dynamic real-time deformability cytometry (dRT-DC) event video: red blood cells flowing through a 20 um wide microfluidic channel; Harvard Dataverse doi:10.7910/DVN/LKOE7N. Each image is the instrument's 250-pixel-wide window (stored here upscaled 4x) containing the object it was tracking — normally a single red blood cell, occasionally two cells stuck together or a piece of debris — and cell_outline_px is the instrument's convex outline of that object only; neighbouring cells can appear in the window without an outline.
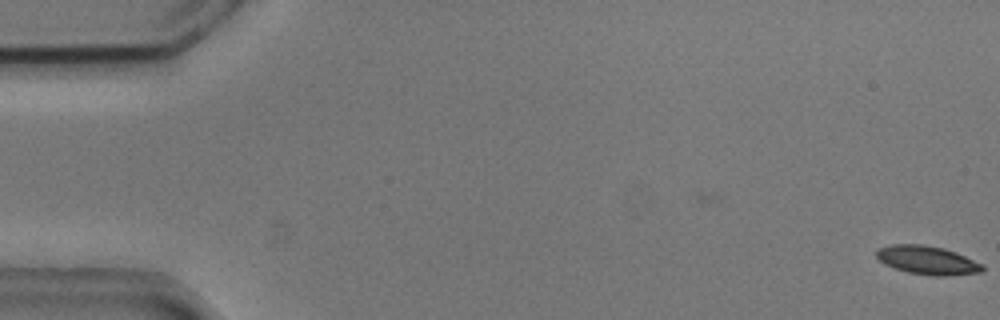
{"species": "common noctule bat (a hibernating species)", "species_latin": "Nyctalus noctula", "temperature_condition": "cold", "stored_images_in_passage": 12, "camera_frame_rate_fps": 3000, "um_per_image_px": 0.085, "animal": {"sex": "male", "body_mass_g": 20.5, "forearm_length_mm": 52.5}, "frame": {"image": 1, "passage_image": 1, "time_ms": 0.0, "image_size_px": [1000, 320], "cell_outline_px": [[984, 272], [944, 276], [932, 276], [908, 272], [884, 264], [876, 256], [876, 248], [892, 244], [920, 244], [944, 248], [956, 252], [984, 264]], "centroid_in_image_um": [78.85, 22.11], "position_along_channel_um": 6.2, "area_um2": 17.8}}